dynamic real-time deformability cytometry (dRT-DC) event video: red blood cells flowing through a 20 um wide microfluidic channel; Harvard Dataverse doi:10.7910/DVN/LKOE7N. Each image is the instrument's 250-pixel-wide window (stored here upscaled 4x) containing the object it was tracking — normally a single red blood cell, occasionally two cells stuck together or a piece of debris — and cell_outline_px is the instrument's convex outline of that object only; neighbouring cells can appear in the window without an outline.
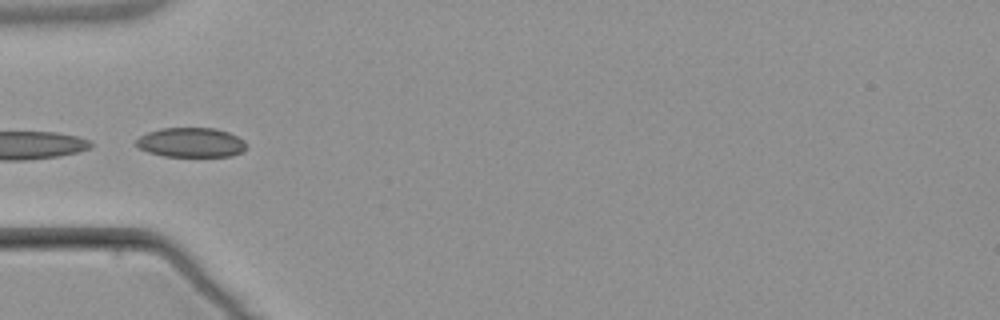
{"species": "common noctule bat (a hibernating species)", "species_latin": "Nyctalus noctula", "temperature_condition": "warm", "stored_images_in_passage": 4, "camera_frame_rate_fps": 3000, "um_per_image_px": 0.085, "animal": {"sex": "male", "body_mass_g": 21.5, "forearm_length_mm": 52.0}, "frame": {"image": 1, "passage_image": 4, "time_ms": 4.667, "image_size_px": [1000, 320], "cell_outline_px": [[248, 148], [244, 152], [232, 156], [164, 156], [148, 152], [132, 144], [140, 136], [148, 132], [160, 128], [216, 128], [228, 132], [244, 140]], "centroid_in_image_um": [16.25, 12.11], "position_along_channel_um": 68.8, "area_um2": 19.19}}